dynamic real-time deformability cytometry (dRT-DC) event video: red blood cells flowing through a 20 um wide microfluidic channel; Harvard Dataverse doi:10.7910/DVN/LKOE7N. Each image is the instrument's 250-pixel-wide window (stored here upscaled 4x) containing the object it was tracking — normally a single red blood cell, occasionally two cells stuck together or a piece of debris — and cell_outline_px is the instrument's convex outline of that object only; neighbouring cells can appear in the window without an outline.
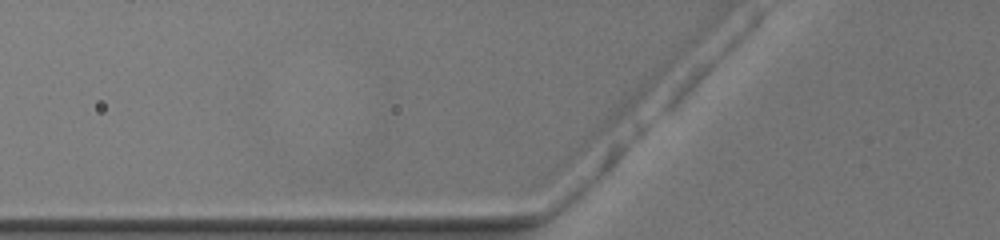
{"species": "common noctule bat (a hibernating species)", "species_latin": "Nyctalus noctula", "temperature_condition": "warm", "stored_images_in_passage": 3, "camera_frame_rate_fps": 3000, "um_per_image_px": 0.085, "animal": {"sex": "female", "body_mass_g": 19.5, "forearm_length_mm": 54.1}, "frame": {"image": 1, "passage_image": 2, "time_ms": 0.333, "image_size_px": [1000, 240], "cell_outline_px": [[504, 156], [500, 160], [340, 160], [324, 156], [324, 152], [332, 148], [376, 140], [388, 140], [468, 144]], "centroid_in_image_um": [34.86, 12.88], "position_along_channel_um": 90.9, "area_um2": 20.11}}